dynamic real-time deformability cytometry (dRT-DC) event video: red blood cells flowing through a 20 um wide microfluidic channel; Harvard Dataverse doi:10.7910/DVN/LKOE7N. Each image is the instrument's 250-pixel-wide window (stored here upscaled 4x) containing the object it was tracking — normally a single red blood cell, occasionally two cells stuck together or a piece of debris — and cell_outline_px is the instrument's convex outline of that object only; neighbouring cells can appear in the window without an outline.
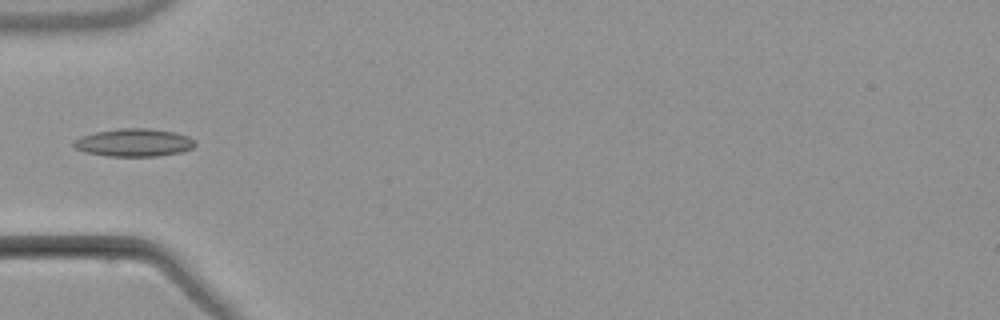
{"species": "common noctule bat (a hibernating species)", "species_latin": "Nyctalus noctula", "temperature_condition": "warm", "stored_images_in_passage": 2, "camera_frame_rate_fps": 3000, "um_per_image_px": 0.085, "animal": {"sex": "male", "body_mass_g": 21.5, "forearm_length_mm": 52.0}, "frame": {"image": 1, "passage_image": 2, "time_ms": 1.333, "image_size_px": [1000, 320], "cell_outline_px": [[196, 144], [192, 148], [180, 152], [156, 156], [108, 156], [84, 152], [76, 148], [72, 144], [72, 140], [80, 136], [96, 132], [120, 128], [148, 128], [176, 132], [188, 136], [196, 140]], "centroid_in_image_um": [11.38, 12.11], "position_along_channel_um": 73.6, "area_um2": 19.83}}